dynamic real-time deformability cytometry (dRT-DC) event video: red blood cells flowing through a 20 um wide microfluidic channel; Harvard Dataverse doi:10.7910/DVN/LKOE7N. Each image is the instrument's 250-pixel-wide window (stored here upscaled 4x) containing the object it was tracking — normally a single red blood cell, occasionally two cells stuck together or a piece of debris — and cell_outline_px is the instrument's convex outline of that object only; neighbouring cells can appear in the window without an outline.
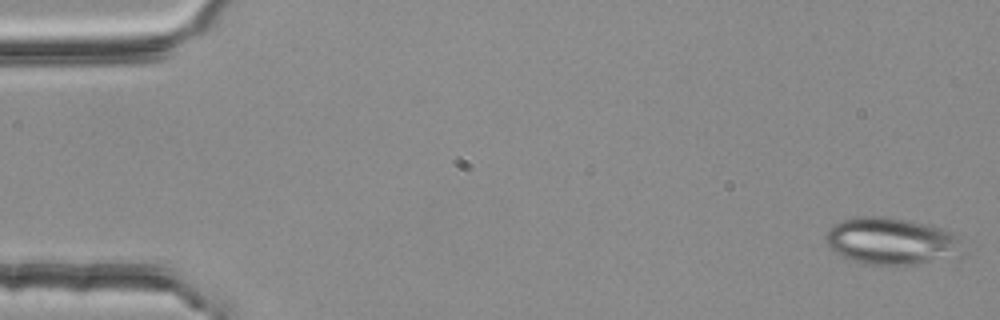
{"species": "common noctule bat (a hibernating species)", "species_latin": "Nyctalus noctula", "temperature_condition": "room temperature", "stored_images_in_passage": 12, "camera_frame_rate_fps": 3000, "um_per_image_px": 0.085, "animal": {"sex": "female", "body_mass_g": 25.1}, "frame": {"image": 1, "passage_image": 1, "time_ms": 0.0, "image_size_px": [1000, 320], "cell_outline_px": [[964, 256], [912, 264], [872, 264], [852, 260], [836, 252], [828, 244], [824, 236], [828, 228], [832, 224], [844, 220], [864, 216], [884, 216], [904, 220], [936, 228], [948, 232], [956, 236], [964, 252]], "centroid_in_image_um": [75.75, 20.5], "position_along_channel_um": 9.3, "area_um2": 36.65}}